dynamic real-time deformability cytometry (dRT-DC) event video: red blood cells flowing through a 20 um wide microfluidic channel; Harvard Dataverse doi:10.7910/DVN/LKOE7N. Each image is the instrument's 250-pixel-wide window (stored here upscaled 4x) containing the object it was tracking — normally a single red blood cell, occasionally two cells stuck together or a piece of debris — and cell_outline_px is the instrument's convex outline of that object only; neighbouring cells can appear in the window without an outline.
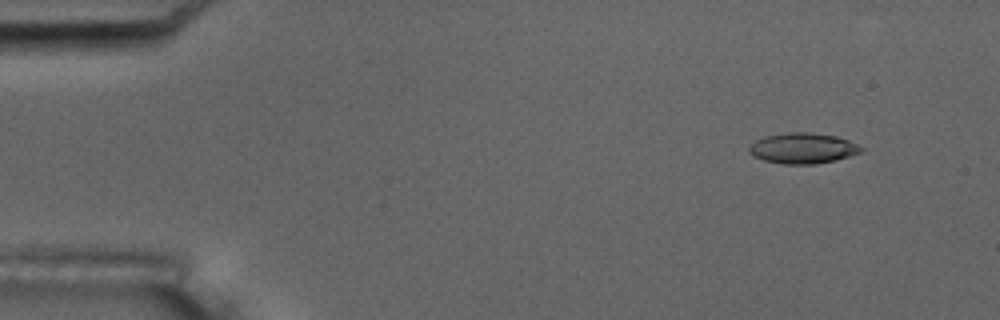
{"species": "common noctule bat (a hibernating species)", "species_latin": "Nyctalus noctula", "temperature_condition": "room temperature", "stored_images_in_passage": 7, "camera_frame_rate_fps": 3000, "um_per_image_px": 0.085, "animal": {"sex": "male", "body_mass_g": 17.5, "forearm_length_mm": 52.3}, "frame": {"image": 1, "passage_image": 2, "time_ms": 1.333, "image_size_px": [1000, 320], "cell_outline_px": [[864, 148], [860, 152], [836, 160], [816, 164], [784, 164], [764, 160], [752, 156], [748, 152], [748, 148], [756, 140], [764, 136], [788, 132], [812, 132], [836, 136], [848, 140]], "centroid_in_image_um": [68.21, 12.6], "position_along_channel_um": 16.8, "area_um2": 20.0}}